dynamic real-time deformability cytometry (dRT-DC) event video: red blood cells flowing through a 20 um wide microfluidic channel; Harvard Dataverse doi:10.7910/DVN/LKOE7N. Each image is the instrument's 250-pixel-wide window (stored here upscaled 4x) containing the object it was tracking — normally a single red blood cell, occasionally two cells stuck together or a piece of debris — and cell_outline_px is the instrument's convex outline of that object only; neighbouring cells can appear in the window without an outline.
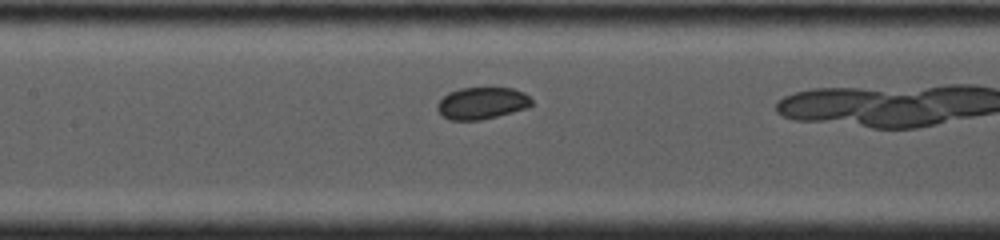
{"species": "common noctule bat (a hibernating species)", "species_latin": "Nyctalus noctula", "temperature_condition": "cold", "stored_images_in_passage": 17, "camera_frame_rate_fps": 4000, "um_per_image_px": 0.085, "animal": {"sex": "female", "body_mass_g": 19.0, "forearm_length_mm": 53.3}, "frame": {"image": 1, "passage_image": 6, "time_ms": 3.0, "image_size_px": [1000, 240], "cell_outline_px": [[532, 104], [528, 108], [480, 120], [448, 120], [436, 108], [436, 104], [448, 92], [460, 88], [512, 88], [524, 92], [532, 100]], "centroid_in_image_um": [40.96, 8.77], "position_along_channel_um": 166.4, "area_um2": 17.51}, "authors_computed_cell_mechanics": {"area_um2": 18.2648, "velocity_mm_per_s": 4.0855, "shape_relaxation_time_tau1_ms": 2.41, "shape_relaxation_time_tau2_ms": null, "deformation_change_tau1": 0.0357, "deformation_change_tau2": null}}